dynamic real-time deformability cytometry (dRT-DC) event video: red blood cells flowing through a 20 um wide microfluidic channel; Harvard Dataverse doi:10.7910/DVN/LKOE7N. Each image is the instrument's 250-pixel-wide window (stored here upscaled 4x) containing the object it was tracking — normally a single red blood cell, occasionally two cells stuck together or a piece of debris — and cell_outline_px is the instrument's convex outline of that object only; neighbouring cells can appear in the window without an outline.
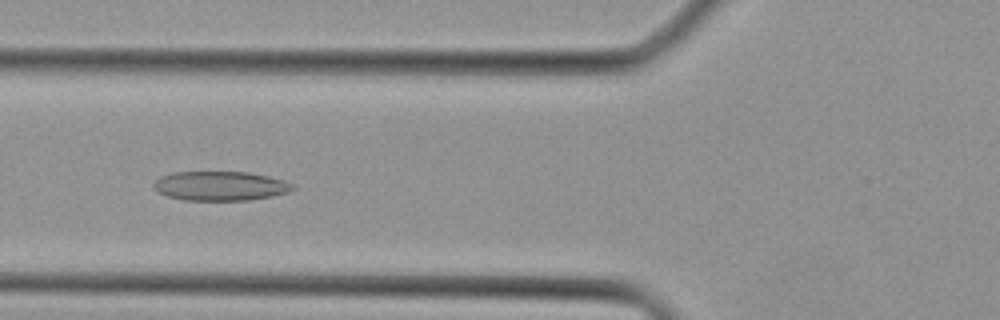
{"species": "Egyptian fruit bat (a non-hibernating species)", "species_latin": "Rousettus aegyptiacus", "temperature_condition": "cold", "stored_images_in_passage": 5, "camera_frame_rate_fps": 3000, "um_per_image_px": 0.085, "animal": {"sex": "female"}, "frame": {"image": 1, "passage_image": 5, "time_ms": 4.667, "image_size_px": [1000, 320], "cell_outline_px": [[296, 188], [288, 192], [272, 196], [248, 200], [184, 200], [168, 196], [160, 192], [152, 184], [160, 176], [172, 172], [248, 172], [268, 176], [284, 180], [292, 184]], "centroid_in_image_um": [18.74, 15.8], "position_along_channel_um": 107.1, "area_um2": 23.64}}